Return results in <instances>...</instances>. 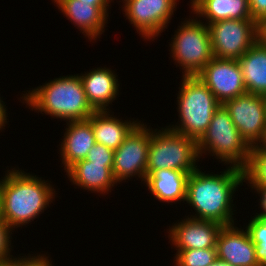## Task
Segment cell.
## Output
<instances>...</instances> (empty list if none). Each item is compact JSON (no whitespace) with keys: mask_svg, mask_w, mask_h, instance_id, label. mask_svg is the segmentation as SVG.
Instances as JSON below:
<instances>
[{"mask_svg":"<svg viewBox=\"0 0 266 266\" xmlns=\"http://www.w3.org/2000/svg\"><path fill=\"white\" fill-rule=\"evenodd\" d=\"M261 146L266 149V137L264 139V142L261 144Z\"/></svg>","mask_w":266,"mask_h":266,"instance_id":"cell-36","label":"cell"},{"mask_svg":"<svg viewBox=\"0 0 266 266\" xmlns=\"http://www.w3.org/2000/svg\"><path fill=\"white\" fill-rule=\"evenodd\" d=\"M201 168L204 167L199 165L188 177L185 205L188 204L186 208L190 206L192 214L188 212L187 216L215 221L223 226L236 223L238 212H235L237 207L233 201L237 200L235 193L244 185L243 170L226 166L221 174H215L203 172Z\"/></svg>","mask_w":266,"mask_h":266,"instance_id":"cell-1","label":"cell"},{"mask_svg":"<svg viewBox=\"0 0 266 266\" xmlns=\"http://www.w3.org/2000/svg\"><path fill=\"white\" fill-rule=\"evenodd\" d=\"M209 266H232L231 264H229L226 261L220 260V259H216L212 264H210Z\"/></svg>","mask_w":266,"mask_h":266,"instance_id":"cell-34","label":"cell"},{"mask_svg":"<svg viewBox=\"0 0 266 266\" xmlns=\"http://www.w3.org/2000/svg\"><path fill=\"white\" fill-rule=\"evenodd\" d=\"M241 137L250 146L266 137V96L245 93L223 103Z\"/></svg>","mask_w":266,"mask_h":266,"instance_id":"cell-11","label":"cell"},{"mask_svg":"<svg viewBox=\"0 0 266 266\" xmlns=\"http://www.w3.org/2000/svg\"><path fill=\"white\" fill-rule=\"evenodd\" d=\"M63 139L59 142L61 167L66 172L73 164L84 160L89 150L96 144L94 131L88 120L70 121L65 123ZM61 143V144H60Z\"/></svg>","mask_w":266,"mask_h":266,"instance_id":"cell-17","label":"cell"},{"mask_svg":"<svg viewBox=\"0 0 266 266\" xmlns=\"http://www.w3.org/2000/svg\"><path fill=\"white\" fill-rule=\"evenodd\" d=\"M243 174L246 185L266 186V149L261 145L251 147Z\"/></svg>","mask_w":266,"mask_h":266,"instance_id":"cell-23","label":"cell"},{"mask_svg":"<svg viewBox=\"0 0 266 266\" xmlns=\"http://www.w3.org/2000/svg\"><path fill=\"white\" fill-rule=\"evenodd\" d=\"M189 175V173L172 169L155 170L146 177L143 186L147 187L146 190L159 202L171 203L170 205L181 204L186 200Z\"/></svg>","mask_w":266,"mask_h":266,"instance_id":"cell-20","label":"cell"},{"mask_svg":"<svg viewBox=\"0 0 266 266\" xmlns=\"http://www.w3.org/2000/svg\"><path fill=\"white\" fill-rule=\"evenodd\" d=\"M261 39L266 43V20L260 25Z\"/></svg>","mask_w":266,"mask_h":266,"instance_id":"cell-33","label":"cell"},{"mask_svg":"<svg viewBox=\"0 0 266 266\" xmlns=\"http://www.w3.org/2000/svg\"><path fill=\"white\" fill-rule=\"evenodd\" d=\"M177 91L178 121L167 127L198 141L206 132L215 110L221 105L210 89L196 76H181Z\"/></svg>","mask_w":266,"mask_h":266,"instance_id":"cell-4","label":"cell"},{"mask_svg":"<svg viewBox=\"0 0 266 266\" xmlns=\"http://www.w3.org/2000/svg\"><path fill=\"white\" fill-rule=\"evenodd\" d=\"M0 266H10L8 263L0 264Z\"/></svg>","mask_w":266,"mask_h":266,"instance_id":"cell-38","label":"cell"},{"mask_svg":"<svg viewBox=\"0 0 266 266\" xmlns=\"http://www.w3.org/2000/svg\"><path fill=\"white\" fill-rule=\"evenodd\" d=\"M22 92L18 100L26 104L25 108L53 119L64 122L87 120L95 112L87 101L79 73L54 77Z\"/></svg>","mask_w":266,"mask_h":266,"instance_id":"cell-3","label":"cell"},{"mask_svg":"<svg viewBox=\"0 0 266 266\" xmlns=\"http://www.w3.org/2000/svg\"><path fill=\"white\" fill-rule=\"evenodd\" d=\"M51 1L63 17L65 16L67 20H70L71 24L84 35L85 39L88 38L87 41L92 43L101 41L100 37L107 30L105 27H107L110 18L98 6L80 0Z\"/></svg>","mask_w":266,"mask_h":266,"instance_id":"cell-14","label":"cell"},{"mask_svg":"<svg viewBox=\"0 0 266 266\" xmlns=\"http://www.w3.org/2000/svg\"><path fill=\"white\" fill-rule=\"evenodd\" d=\"M85 2H91V4L98 6L108 17H109V9H111V0H80ZM110 7V8H109Z\"/></svg>","mask_w":266,"mask_h":266,"instance_id":"cell-32","label":"cell"},{"mask_svg":"<svg viewBox=\"0 0 266 266\" xmlns=\"http://www.w3.org/2000/svg\"><path fill=\"white\" fill-rule=\"evenodd\" d=\"M87 120L91 123L96 143L114 151L142 121L130 117L124 120L112 110L95 111Z\"/></svg>","mask_w":266,"mask_h":266,"instance_id":"cell-19","label":"cell"},{"mask_svg":"<svg viewBox=\"0 0 266 266\" xmlns=\"http://www.w3.org/2000/svg\"><path fill=\"white\" fill-rule=\"evenodd\" d=\"M238 63L247 93L266 96V43L260 38Z\"/></svg>","mask_w":266,"mask_h":266,"instance_id":"cell-22","label":"cell"},{"mask_svg":"<svg viewBox=\"0 0 266 266\" xmlns=\"http://www.w3.org/2000/svg\"><path fill=\"white\" fill-rule=\"evenodd\" d=\"M147 125L142 121L114 151L112 171L118 184L132 178L140 179L141 184L146 180L150 145V125Z\"/></svg>","mask_w":266,"mask_h":266,"instance_id":"cell-10","label":"cell"},{"mask_svg":"<svg viewBox=\"0 0 266 266\" xmlns=\"http://www.w3.org/2000/svg\"><path fill=\"white\" fill-rule=\"evenodd\" d=\"M190 1V2H189ZM187 4L199 20L205 24L213 23L220 20L252 19L249 0H189ZM206 20V21H205Z\"/></svg>","mask_w":266,"mask_h":266,"instance_id":"cell-21","label":"cell"},{"mask_svg":"<svg viewBox=\"0 0 266 266\" xmlns=\"http://www.w3.org/2000/svg\"><path fill=\"white\" fill-rule=\"evenodd\" d=\"M213 57L239 60L260 38L255 20L227 19L208 24Z\"/></svg>","mask_w":266,"mask_h":266,"instance_id":"cell-8","label":"cell"},{"mask_svg":"<svg viewBox=\"0 0 266 266\" xmlns=\"http://www.w3.org/2000/svg\"><path fill=\"white\" fill-rule=\"evenodd\" d=\"M248 188L245 187V189H250V192H254L253 194L258 195L260 198H257L256 200L258 202V208L260 209L255 213V218H263L266 217V186L265 185H247ZM250 187V188H249ZM259 212V213H258Z\"/></svg>","mask_w":266,"mask_h":266,"instance_id":"cell-29","label":"cell"},{"mask_svg":"<svg viewBox=\"0 0 266 266\" xmlns=\"http://www.w3.org/2000/svg\"><path fill=\"white\" fill-rule=\"evenodd\" d=\"M179 2V0H125L119 8L137 34L145 42H152L168 29Z\"/></svg>","mask_w":266,"mask_h":266,"instance_id":"cell-9","label":"cell"},{"mask_svg":"<svg viewBox=\"0 0 266 266\" xmlns=\"http://www.w3.org/2000/svg\"><path fill=\"white\" fill-rule=\"evenodd\" d=\"M199 157H213L222 166L244 169L248 163L251 147L241 137L228 110L221 104L214 112L206 132L197 141ZM204 154V155H203Z\"/></svg>","mask_w":266,"mask_h":266,"instance_id":"cell-5","label":"cell"},{"mask_svg":"<svg viewBox=\"0 0 266 266\" xmlns=\"http://www.w3.org/2000/svg\"><path fill=\"white\" fill-rule=\"evenodd\" d=\"M7 167L0 178L2 218L17 231L23 226H29V223L31 225L36 218L39 219L51 207V203L54 204L58 193L55 189L57 187L49 179L45 180L18 166Z\"/></svg>","mask_w":266,"mask_h":266,"instance_id":"cell-2","label":"cell"},{"mask_svg":"<svg viewBox=\"0 0 266 266\" xmlns=\"http://www.w3.org/2000/svg\"><path fill=\"white\" fill-rule=\"evenodd\" d=\"M35 254V255H34ZM28 253L26 254H19L12 258L8 264L10 266H55L52 264V257L50 258L48 251L47 253ZM23 255V256H21ZM33 255V256H32ZM48 255V256H47ZM50 258V259H49Z\"/></svg>","mask_w":266,"mask_h":266,"instance_id":"cell-27","label":"cell"},{"mask_svg":"<svg viewBox=\"0 0 266 266\" xmlns=\"http://www.w3.org/2000/svg\"><path fill=\"white\" fill-rule=\"evenodd\" d=\"M110 67L100 66L79 74L87 101L95 111L111 110L121 93L118 75Z\"/></svg>","mask_w":266,"mask_h":266,"instance_id":"cell-16","label":"cell"},{"mask_svg":"<svg viewBox=\"0 0 266 266\" xmlns=\"http://www.w3.org/2000/svg\"><path fill=\"white\" fill-rule=\"evenodd\" d=\"M3 219L2 218V197H1V191H0V220Z\"/></svg>","mask_w":266,"mask_h":266,"instance_id":"cell-35","label":"cell"},{"mask_svg":"<svg viewBox=\"0 0 266 266\" xmlns=\"http://www.w3.org/2000/svg\"><path fill=\"white\" fill-rule=\"evenodd\" d=\"M239 227L237 223L222 227L217 237V258L232 266H259L255 244L246 228Z\"/></svg>","mask_w":266,"mask_h":266,"instance_id":"cell-15","label":"cell"},{"mask_svg":"<svg viewBox=\"0 0 266 266\" xmlns=\"http://www.w3.org/2000/svg\"><path fill=\"white\" fill-rule=\"evenodd\" d=\"M13 232V233H12ZM14 230L3 220H0V264L8 263L13 256L11 253L14 251L12 248V236Z\"/></svg>","mask_w":266,"mask_h":266,"instance_id":"cell-26","label":"cell"},{"mask_svg":"<svg viewBox=\"0 0 266 266\" xmlns=\"http://www.w3.org/2000/svg\"><path fill=\"white\" fill-rule=\"evenodd\" d=\"M252 242L255 244L256 260L259 266H266V217L248 219L244 223Z\"/></svg>","mask_w":266,"mask_h":266,"instance_id":"cell-25","label":"cell"},{"mask_svg":"<svg viewBox=\"0 0 266 266\" xmlns=\"http://www.w3.org/2000/svg\"><path fill=\"white\" fill-rule=\"evenodd\" d=\"M86 161L91 163H98L103 165L114 164V150L107 148L106 146L96 143L88 152Z\"/></svg>","mask_w":266,"mask_h":266,"instance_id":"cell-28","label":"cell"},{"mask_svg":"<svg viewBox=\"0 0 266 266\" xmlns=\"http://www.w3.org/2000/svg\"><path fill=\"white\" fill-rule=\"evenodd\" d=\"M189 17V18H188ZM177 26L169 54L182 76H196L213 58L208 25L192 12Z\"/></svg>","mask_w":266,"mask_h":266,"instance_id":"cell-6","label":"cell"},{"mask_svg":"<svg viewBox=\"0 0 266 266\" xmlns=\"http://www.w3.org/2000/svg\"><path fill=\"white\" fill-rule=\"evenodd\" d=\"M185 217V218H184ZM173 222L166 228L168 242L176 253L187 249H207L216 248L217 237L223 225L203 219H195L189 216Z\"/></svg>","mask_w":266,"mask_h":266,"instance_id":"cell-12","label":"cell"},{"mask_svg":"<svg viewBox=\"0 0 266 266\" xmlns=\"http://www.w3.org/2000/svg\"><path fill=\"white\" fill-rule=\"evenodd\" d=\"M150 126V145L146 177L155 170L172 169L194 172L200 160L197 141L167 127Z\"/></svg>","mask_w":266,"mask_h":266,"instance_id":"cell-7","label":"cell"},{"mask_svg":"<svg viewBox=\"0 0 266 266\" xmlns=\"http://www.w3.org/2000/svg\"><path fill=\"white\" fill-rule=\"evenodd\" d=\"M113 165H103L81 160L73 164L66 174L71 185L89 193L105 196L113 191L119 184L115 180L112 171ZM100 194V195H99Z\"/></svg>","mask_w":266,"mask_h":266,"instance_id":"cell-18","label":"cell"},{"mask_svg":"<svg viewBox=\"0 0 266 266\" xmlns=\"http://www.w3.org/2000/svg\"><path fill=\"white\" fill-rule=\"evenodd\" d=\"M1 94V93H0ZM3 96L1 98V95H0V131H4L5 130V127L6 125H9L8 122H9V114L7 113L8 112V106H6L7 104H5L6 102L3 101ZM8 117V118H7ZM8 120V121H7ZM4 129V130H3ZM0 132V133H1Z\"/></svg>","mask_w":266,"mask_h":266,"instance_id":"cell-31","label":"cell"},{"mask_svg":"<svg viewBox=\"0 0 266 266\" xmlns=\"http://www.w3.org/2000/svg\"><path fill=\"white\" fill-rule=\"evenodd\" d=\"M173 258L174 266H209L217 259V249L180 250Z\"/></svg>","mask_w":266,"mask_h":266,"instance_id":"cell-24","label":"cell"},{"mask_svg":"<svg viewBox=\"0 0 266 266\" xmlns=\"http://www.w3.org/2000/svg\"><path fill=\"white\" fill-rule=\"evenodd\" d=\"M196 77L221 104L247 93L238 60L213 57Z\"/></svg>","mask_w":266,"mask_h":266,"instance_id":"cell-13","label":"cell"},{"mask_svg":"<svg viewBox=\"0 0 266 266\" xmlns=\"http://www.w3.org/2000/svg\"><path fill=\"white\" fill-rule=\"evenodd\" d=\"M113 3H114V0H111ZM117 1V0H116ZM123 1H125V0H119V1H117V3H119L120 4V6H121V3L123 2ZM121 2V3H120Z\"/></svg>","mask_w":266,"mask_h":266,"instance_id":"cell-37","label":"cell"},{"mask_svg":"<svg viewBox=\"0 0 266 266\" xmlns=\"http://www.w3.org/2000/svg\"><path fill=\"white\" fill-rule=\"evenodd\" d=\"M252 19L260 25L266 20V0H249Z\"/></svg>","mask_w":266,"mask_h":266,"instance_id":"cell-30","label":"cell"}]
</instances>
